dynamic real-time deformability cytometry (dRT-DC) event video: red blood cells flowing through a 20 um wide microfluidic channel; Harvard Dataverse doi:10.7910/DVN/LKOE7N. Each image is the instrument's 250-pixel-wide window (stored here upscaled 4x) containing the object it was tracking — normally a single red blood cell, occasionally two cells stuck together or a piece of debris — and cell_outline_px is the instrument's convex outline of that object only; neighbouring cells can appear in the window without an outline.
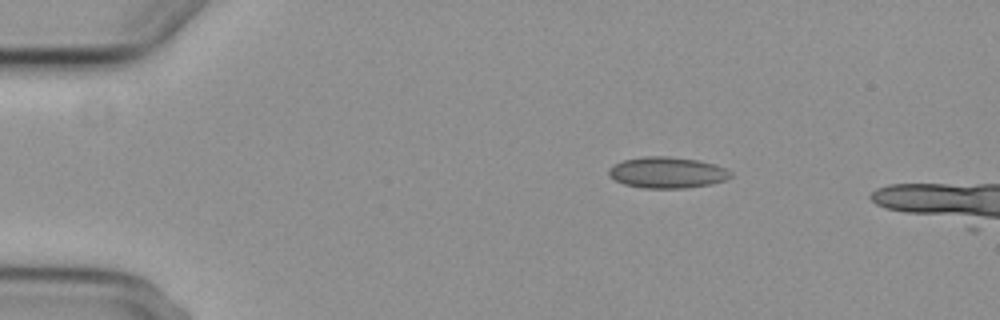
{"species": "common noctule bat (a hibernating species)", "species_latin": "Nyctalus noctula", "temperature_condition": "cold", "stored_images_in_passage": 4, "camera_frame_rate_fps": 3000, "um_per_image_px": 0.085, "animal": {"sex": "female", "body_mass_g": 29.2, "forearm_length_mm": 56.3}, "frame": {"image": 1, "passage_image": 2, "time_ms": 1.333, "image_size_px": [1000, 320], "cell_outline_px": [[732, 176], [724, 180], [708, 184], [684, 188], [644, 188], [624, 184], [616, 180], [608, 172], [616, 164], [624, 160], [644, 156], [668, 156], [696, 160], [712, 164], [724, 168], [732, 172]], "centroid_in_image_um": [56.72, 14.66], "position_along_channel_um": 28.3, "area_um2": 21.62}}